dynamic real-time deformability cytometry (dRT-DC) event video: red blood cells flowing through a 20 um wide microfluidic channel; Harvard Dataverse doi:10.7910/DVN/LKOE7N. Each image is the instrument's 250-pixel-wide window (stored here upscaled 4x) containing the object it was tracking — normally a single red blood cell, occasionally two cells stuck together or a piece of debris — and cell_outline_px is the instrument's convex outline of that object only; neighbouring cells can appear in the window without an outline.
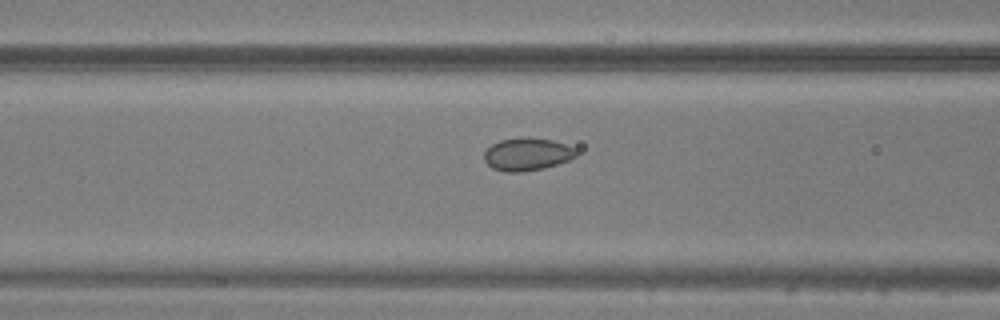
{"species": "common noctule bat (a hibernating species)", "species_latin": "Nyctalus noctula", "temperature_condition": "warm", "stored_images_in_passage": 22, "camera_frame_rate_fps": 3000, "um_per_image_px": 0.085, "animal": {"sex": "male", "body_mass_g": 20.5, "forearm_length_mm": 52.5}, "frame": {"image": 1, "passage_image": 5, "time_ms": 1.333, "image_size_px": [1000, 320], "cell_outline_px": [[576, 156], [568, 160], [544, 168], [520, 172], [504, 172], [492, 168], [484, 160], [484, 152], [492, 144], [500, 140], [528, 136], [552, 140], [564, 144], [572, 148], [576, 152]], "centroid_in_image_um": [44.76, 13.1], "position_along_channel_um": 121.8, "area_um2": 17.46}}
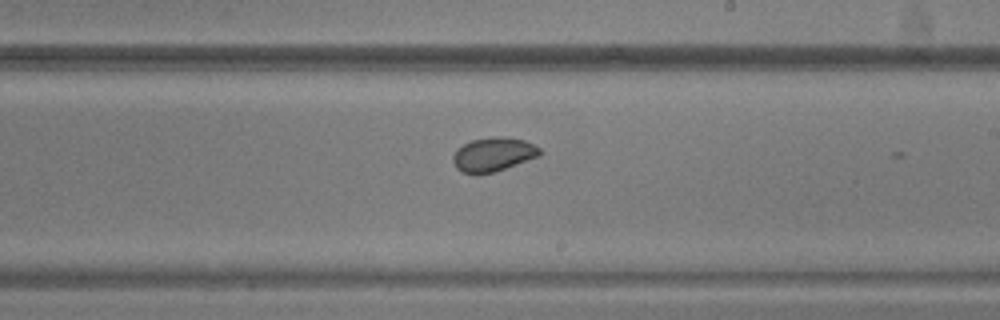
{"frame": {"image": 2, "passage_image": 14, "time_ms": 4.333, "image_size_px": [1000, 320], "cell_outline_px": [[544, 152], [540, 156], [496, 172], [460, 172], [456, 168], [452, 160], [452, 156], [456, 148], [472, 140], [492, 136], [504, 136], [524, 140], [540, 148]], "centroid_in_image_um": [41.95, 13.1], "position_along_channel_um": 247.0, "area_um2": 17.28}}
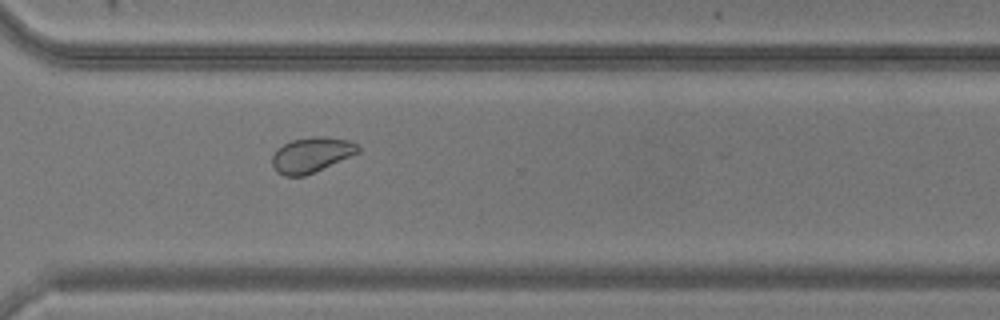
{"frame": {"image": 3, "passage_image": 21, "time_ms": 6.667, "image_size_px": [1000, 320], "cell_outline_px": [[360, 152], [304, 176], [284, 176], [276, 172], [272, 164], [272, 156], [276, 148], [292, 140], [316, 136], [324, 136], [348, 140], [356, 144], [360, 148]], "centroid_in_image_um": [26.44, 13.16], "position_along_channel_um": 344.2, "area_um2": 17.51}}